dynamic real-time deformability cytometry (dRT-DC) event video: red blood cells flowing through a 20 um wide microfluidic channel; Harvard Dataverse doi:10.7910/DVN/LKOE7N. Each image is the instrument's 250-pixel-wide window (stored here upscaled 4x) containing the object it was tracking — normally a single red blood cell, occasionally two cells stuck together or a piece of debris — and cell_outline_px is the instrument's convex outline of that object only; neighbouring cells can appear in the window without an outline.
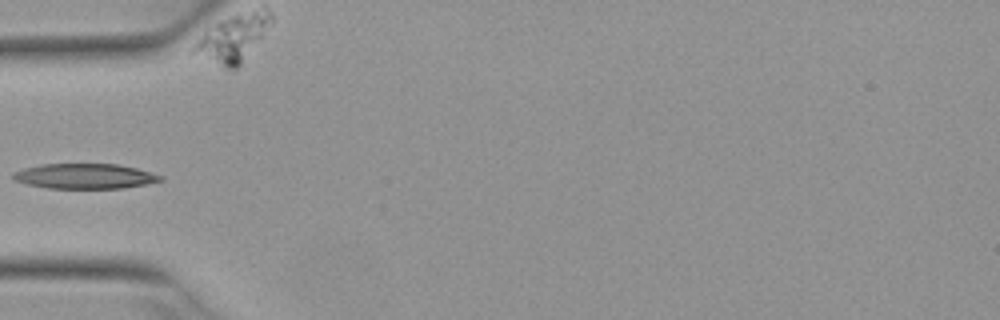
{"species": "Egyptian fruit bat (a non-hibernating species)", "species_latin": "Rousettus aegyptiacus", "temperature_condition": "warm", "stored_images_in_passage": 8, "camera_frame_rate_fps": 3000, "um_per_image_px": 0.085, "animal": {"sex": "female"}, "frame": {"image": 1, "passage_image": 4, "time_ms": 1.0, "image_size_px": [1000, 320], "cell_outline_px": [[164, 180], [124, 188], [48, 188], [28, 184], [12, 180], [12, 172], [24, 168], [40, 164], [116, 164], [136, 168], [164, 176]], "centroid_in_image_um": [7.18, 14.97], "position_along_channel_um": 77.8, "area_um2": 21.56}}
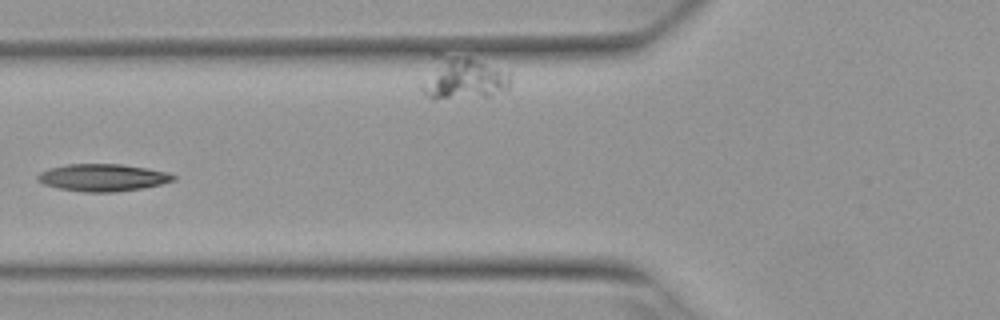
{"frame": {"image": 2, "passage_image": 5, "time_ms": 1.333, "image_size_px": [1000, 320], "cell_outline_px": [[176, 180], [160, 184], [140, 188], [116, 192], [84, 192], [60, 188], [44, 184], [36, 180], [36, 176], [40, 172], [52, 168], [68, 164], [120, 164], [148, 168], [168, 172], [176, 176]], "centroid_in_image_um": [8.75, 15.09], "position_along_channel_um": 117.1, "area_um2": 21.44}}
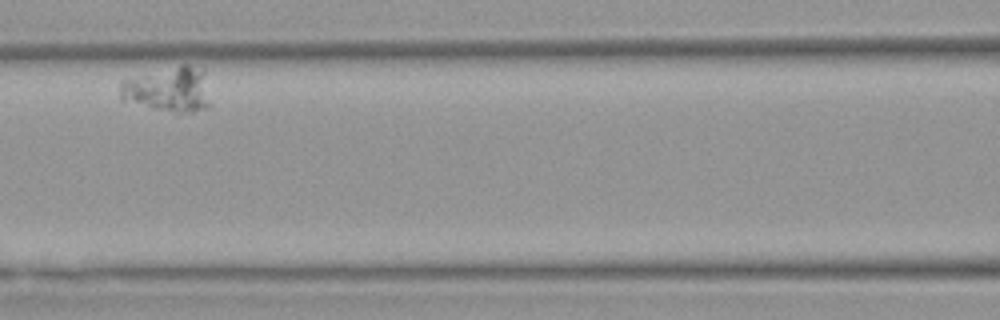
{"frame": {"image": 3, "passage_image": 7, "time_ms": 2.0, "image_size_px": [1000, 320], "cell_outline_px": [[208, 104], [204, 108], [192, 112], [176, 116], [120, 100], [120, 80], [180, 64], [188, 64], [204, 72]], "centroid_in_image_um": [14.24, 7.65], "position_along_channel_um": 152.4, "area_um2": 24.16}}